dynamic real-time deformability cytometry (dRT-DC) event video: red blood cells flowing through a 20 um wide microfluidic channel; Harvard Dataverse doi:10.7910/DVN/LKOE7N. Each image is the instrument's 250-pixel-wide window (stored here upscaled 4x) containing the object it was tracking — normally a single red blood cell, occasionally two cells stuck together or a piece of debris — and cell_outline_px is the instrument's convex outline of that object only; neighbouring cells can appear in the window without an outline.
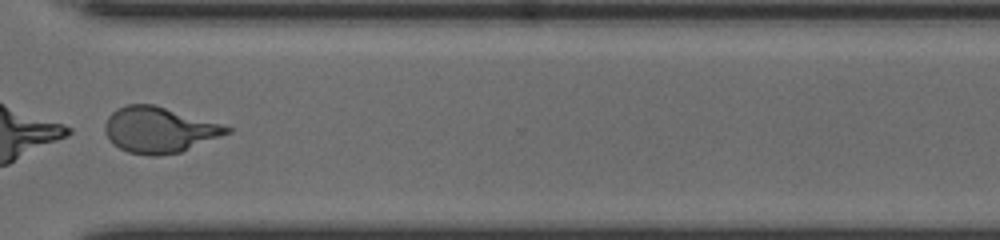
{"species": "human", "species_latin": "Homo sapiens", "temperature_condition": "cold", "stored_images_in_passage": 56, "segment_of_instrument_passage": [2, 2], "camera_frame_rate_fps": 3000, "um_per_image_px": 0.085, "donor": {"sex": "female"}, "frame": {"image": 1, "passage_image": 43, "time_ms": 14.0, "image_size_px": [1000, 240], "cell_outline_px": [[232, 132], [180, 152], [160, 156], [148, 156], [128, 152], [112, 144], [104, 132], [104, 124], [108, 116], [112, 112], [128, 104], [152, 104], [224, 124], [232, 128]], "centroid_in_image_um": [13.52, 11.05], "position_along_channel_um": 357.1, "area_um2": 32.6}}